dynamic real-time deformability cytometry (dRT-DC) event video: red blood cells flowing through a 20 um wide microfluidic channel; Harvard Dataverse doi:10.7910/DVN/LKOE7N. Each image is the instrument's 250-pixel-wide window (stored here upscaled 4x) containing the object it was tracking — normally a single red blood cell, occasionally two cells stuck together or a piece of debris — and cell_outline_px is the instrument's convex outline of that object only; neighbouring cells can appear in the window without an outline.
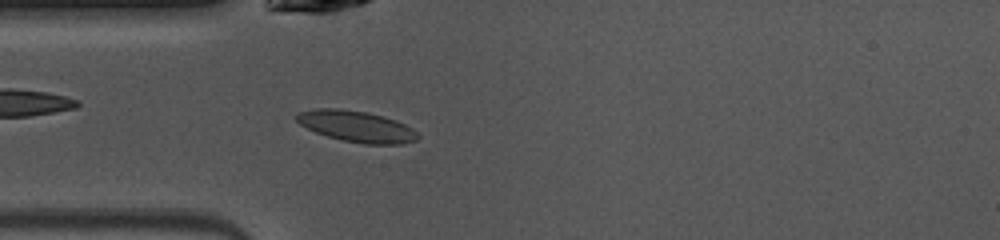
{"species": "common noctule bat (a hibernating species)", "species_latin": "Nyctalus noctula", "temperature_condition": "warm", "stored_images_in_passage": 25, "camera_frame_rate_fps": 3000, "um_per_image_px": 0.085, "animal": {"sex": "female", "body_mass_g": 10.0, "forearm_length_mm": 53.1}, "frame": {"image": 1, "passage_image": 4, "time_ms": 1.0, "image_size_px": [1000, 240], "cell_outline_px": [[420, 136], [416, 140], [400, 144], [364, 144], [344, 140], [328, 136], [316, 132], [300, 124], [296, 120], [296, 112], [316, 108], [340, 108], [368, 112], [384, 116], [396, 120], [412, 128]], "centroid_in_image_um": [30.3, 10.73], "position_along_channel_um": 54.7, "area_um2": 22.02}}
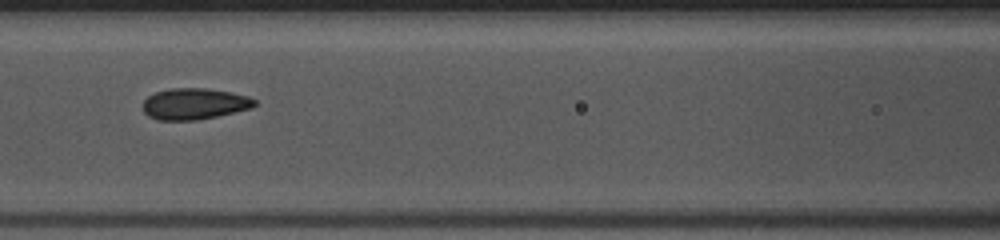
{"frame": {"image": 2, "passage_image": 11, "time_ms": 3.333, "image_size_px": [1000, 240], "cell_outline_px": [[256, 104], [252, 108], [216, 116], [196, 120], [156, 120], [148, 116], [144, 112], [144, 100], [148, 96], [156, 92], [172, 88], [204, 88], [228, 92], [248, 96], [256, 100]], "centroid_in_image_um": [16.51, 8.83], "position_along_channel_um": 150.1, "area_um2": 20.17}}
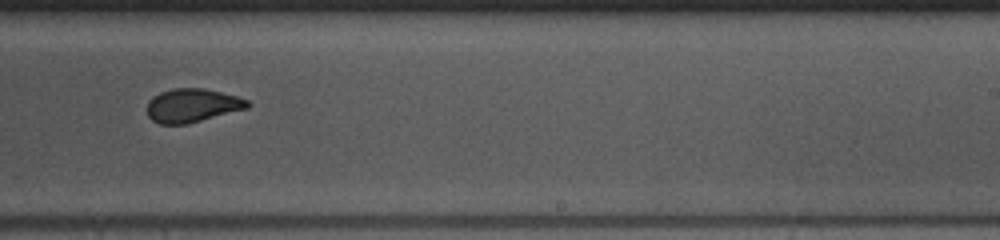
{"frame": {"image": 3, "passage_image": 20, "time_ms": 6.333, "image_size_px": [1000, 240], "cell_outline_px": [[252, 104], [248, 108], [188, 124], [160, 124], [152, 120], [148, 116], [148, 100], [152, 96], [160, 92], [172, 88], [200, 88], [240, 96], [248, 100]], "centroid_in_image_um": [16.36, 8.96], "position_along_channel_um": 272.6, "area_um2": 19.83}}